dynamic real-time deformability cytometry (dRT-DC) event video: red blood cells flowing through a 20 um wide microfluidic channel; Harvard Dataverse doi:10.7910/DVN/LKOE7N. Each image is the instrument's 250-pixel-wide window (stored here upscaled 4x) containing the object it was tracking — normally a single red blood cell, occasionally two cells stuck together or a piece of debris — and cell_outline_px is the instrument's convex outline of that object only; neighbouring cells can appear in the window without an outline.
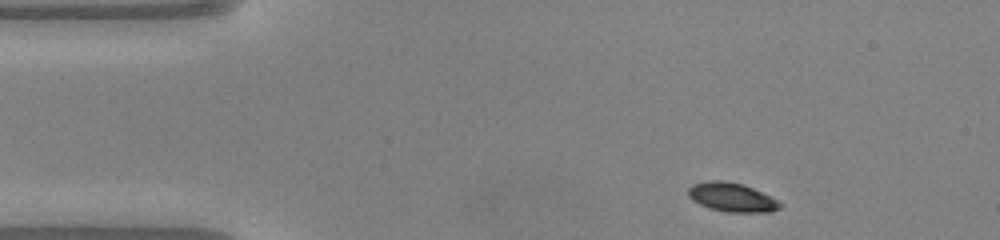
{"species": "common noctule bat (a hibernating species)", "species_latin": "Nyctalus noctula", "temperature_condition": "warm", "stored_images_in_passage": 43, "camera_frame_rate_fps": 3000, "um_per_image_px": 0.085, "animal": {"sex": "male", "body_mass_g": 20.0, "forearm_length_mm": 53.3}, "frame": {"image": 1, "passage_image": 1, "time_ms": 0.0, "image_size_px": [1000, 240], "cell_outline_px": [[784, 204], [780, 208], [768, 212], [728, 212], [708, 208], [692, 200], [688, 196], [688, 188], [692, 184], [708, 180], [724, 180], [744, 184], [772, 196]], "centroid_in_image_um": [62.22, 16.76], "position_along_channel_um": 22.8, "area_um2": 15.78}}
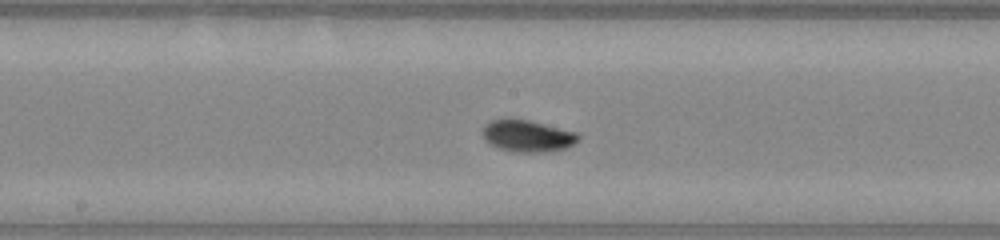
{"frame": {"image": 2, "passage_image": 19, "time_ms": 6.0, "image_size_px": [1000, 240], "cell_outline_px": [[580, 140], [568, 148], [544, 152], [512, 152], [500, 148], [484, 140], [480, 128], [484, 124], [492, 120], [508, 116], [528, 120], [576, 132], [580, 136]], "centroid_in_image_um": [44.79, 11.53], "position_along_channel_um": 203.4, "area_um2": 18.21}}
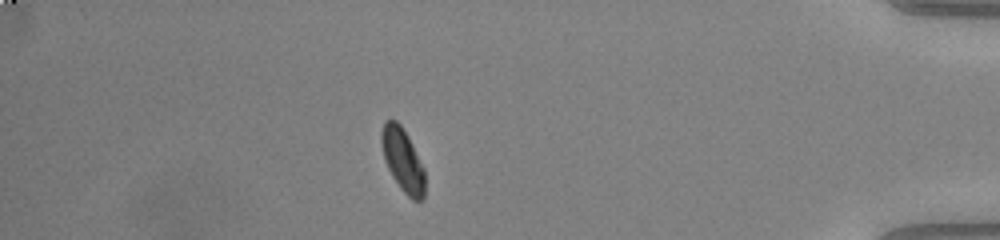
{"frame": {"image": 3, "passage_image": 37, "time_ms": 12.0, "image_size_px": [1000, 240], "cell_outline_px": [[424, 200], [412, 200], [400, 188], [392, 176], [384, 160], [380, 140], [380, 132], [384, 120], [396, 120], [400, 124], [408, 136], [424, 168]], "centroid_in_image_um": [34.21, 13.58], "position_along_channel_um": 401.0, "area_um2": 16.07}, "authors_computed_cell_mechanics": {"area_um2": 16.473, "velocity_mm_per_s": 4.0845, "shape_relaxation_time_tau1_ms": 3.2215, "shape_relaxation_time_tau2_ms": 6.0069, "deformation_change_tau1": 0.135, "deformation_change_tau2": 0.0542}}